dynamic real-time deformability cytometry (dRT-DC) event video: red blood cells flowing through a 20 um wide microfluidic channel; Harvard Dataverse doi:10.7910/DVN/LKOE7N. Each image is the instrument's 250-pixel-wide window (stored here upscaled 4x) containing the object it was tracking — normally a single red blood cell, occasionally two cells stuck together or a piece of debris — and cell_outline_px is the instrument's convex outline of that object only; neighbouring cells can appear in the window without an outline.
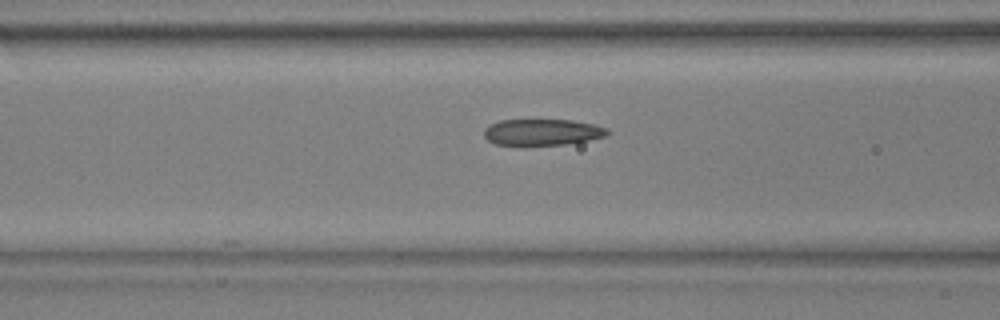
{"species": "common noctule bat (a hibernating species)", "species_latin": "Nyctalus noctula", "temperature_condition": "warm", "stored_images_in_passage": 44, "camera_frame_rate_fps": 3000, "um_per_image_px": 0.085, "animal": {"sex": "male", "body_mass_g": 17.9, "forearm_length_mm": 54.2}, "frame": {"image": 1, "passage_image": 13, "time_ms": 4.0, "image_size_px": [1000, 320], "cell_outline_px": [[608, 136], [588, 140], [564, 144], [528, 148], [520, 148], [496, 144], [488, 140], [484, 136], [484, 128], [500, 120], [572, 120], [592, 124], [608, 128]], "centroid_in_image_um": [46.05, 11.28], "position_along_channel_um": 120.6, "area_um2": 19.65}}
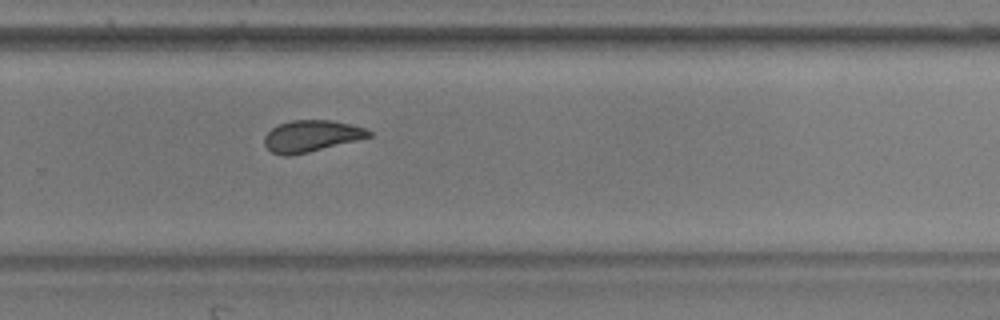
{"frame": {"image": 2, "passage_image": 28, "time_ms": 9.0, "image_size_px": [1000, 320], "cell_outline_px": [[372, 136], [292, 156], [280, 156], [272, 152], [264, 144], [264, 136], [272, 128], [280, 124], [292, 120], [332, 120], [352, 124], [364, 128], [372, 132]], "centroid_in_image_um": [26.44, 11.56], "position_along_channel_um": 303.4, "area_um2": 19.13}}
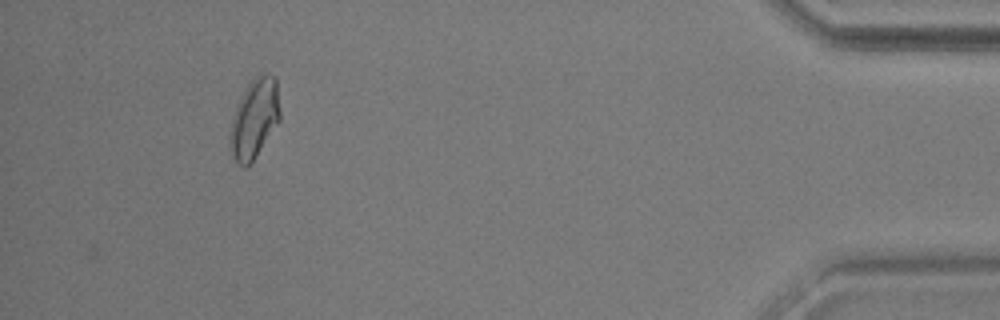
{"frame": {"image": 3, "passage_image": 42, "time_ms": 13.667, "image_size_px": [1000, 320], "cell_outline_px": [[280, 120], [248, 168], [244, 168], [236, 164], [232, 156], [228, 140], [228, 136], [236, 104], [248, 84], [256, 76], [276, 76], [280, 112]], "centroid_in_image_um": [21.59, 10.15], "position_along_channel_um": 413.6, "area_um2": 23.24}, "authors_computed_cell_mechanics": {"area_um2": 19.7965, "velocity_mm_per_s": 3.6561, "shape_relaxation_time_tau1_ms": 9.8735, "shape_relaxation_time_tau2_ms": 0.7848, "deformation_change_tau1": 0.2325, "deformation_change_tau2": 0.0686}}